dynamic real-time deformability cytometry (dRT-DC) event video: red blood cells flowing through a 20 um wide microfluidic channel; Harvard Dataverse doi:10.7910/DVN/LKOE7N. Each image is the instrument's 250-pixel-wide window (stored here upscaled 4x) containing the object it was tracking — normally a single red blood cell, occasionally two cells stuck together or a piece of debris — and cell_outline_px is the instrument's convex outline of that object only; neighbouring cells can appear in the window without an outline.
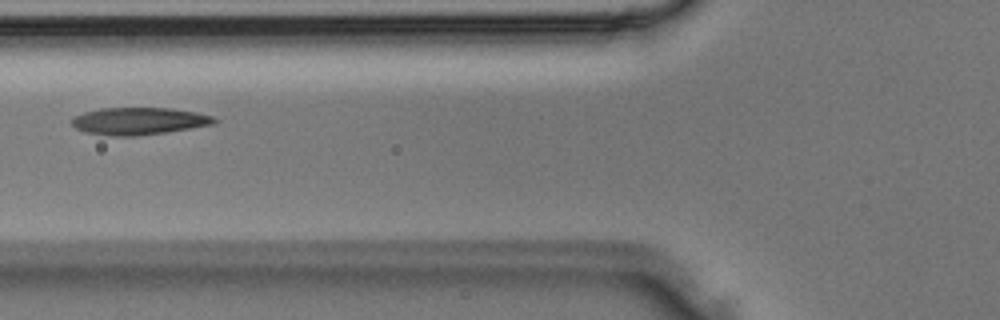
{"species": "Egyptian fruit bat (a non-hibernating species)", "species_latin": "Rousettus aegyptiacus", "temperature_condition": "room temperature", "stored_images_in_passage": 4, "camera_frame_rate_fps": 3000, "um_per_image_px": 0.085, "animal": {"sex": "male"}, "frame": {"image": 1, "passage_image": 4, "time_ms": 1.0, "image_size_px": [1000, 320], "cell_outline_px": [[220, 120], [216, 124], [164, 132], [136, 136], [112, 136], [84, 132], [76, 128], [72, 124], [72, 120], [76, 116], [84, 112], [100, 108], [172, 108], [196, 112], [212, 116]], "centroid_in_image_um": [11.84, 10.29], "position_along_channel_um": 114.0, "area_um2": 22.6}}